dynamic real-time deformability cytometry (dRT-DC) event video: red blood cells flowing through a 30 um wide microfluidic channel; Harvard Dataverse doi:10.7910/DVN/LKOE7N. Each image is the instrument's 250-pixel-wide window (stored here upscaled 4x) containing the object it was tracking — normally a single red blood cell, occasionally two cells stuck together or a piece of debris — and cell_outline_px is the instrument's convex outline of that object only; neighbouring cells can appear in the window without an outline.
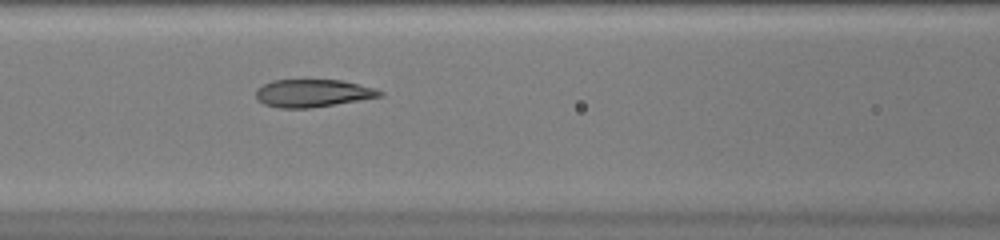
{"species": "common noctule bat (a hibernating species)", "species_latin": "Nyctalus noctula", "temperature_condition": "warm", "stored_images_in_passage": 47, "camera_frame_rate_fps": 3000, "um_per_image_px": 0.085, "animal": {"sex": "female", "body_mass_g": 20.0, "forearm_length_mm": 54.0}, "frame": {"image": 1, "passage_image": 19, "time_ms": 6.0, "image_size_px": [1000, 240], "cell_outline_px": [[384, 96], [308, 108], [280, 108], [264, 104], [256, 96], [256, 88], [272, 80], [340, 80], [376, 88], [384, 92]], "centroid_in_image_um": [26.6, 7.91], "position_along_channel_um": 140.0, "area_um2": 19.83}}
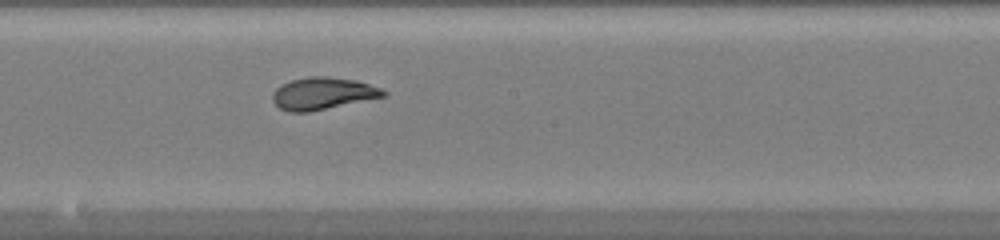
{"frame": {"image": 2, "passage_image": 25, "time_ms": 8.0, "image_size_px": [1000, 240], "cell_outline_px": [[388, 96], [308, 112], [288, 112], [280, 108], [272, 100], [272, 92], [276, 88], [292, 80], [308, 76], [328, 76], [356, 80], [380, 88], [388, 92]], "centroid_in_image_um": [27.45, 7.94], "position_along_channel_um": 220.7, "area_um2": 20.81}}
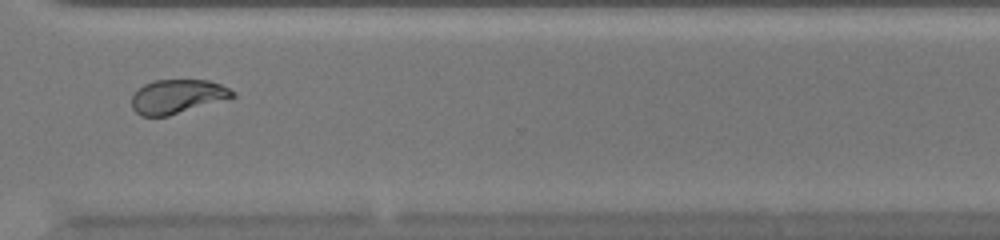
{"frame": {"image": 3, "passage_image": 35, "time_ms": 11.333, "image_size_px": [1000, 240], "cell_outline_px": [[236, 96], [168, 116], [140, 116], [132, 108], [132, 96], [144, 84], [156, 80], [208, 80], [220, 84], [236, 92]], "centroid_in_image_um": [15.07, 8.2], "position_along_channel_um": 355.5, "area_um2": 19.77}, "authors_computed_cell_mechanics": {"area_um2": 21.6172, "velocity_mm_per_s": 4.0377, "shape_relaxation_time_tau1_ms": 5.2459, "shape_relaxation_time_tau2_ms": 0.8232, "deformation_change_tau1": 0.2094, "deformation_change_tau2": 0.0391}}